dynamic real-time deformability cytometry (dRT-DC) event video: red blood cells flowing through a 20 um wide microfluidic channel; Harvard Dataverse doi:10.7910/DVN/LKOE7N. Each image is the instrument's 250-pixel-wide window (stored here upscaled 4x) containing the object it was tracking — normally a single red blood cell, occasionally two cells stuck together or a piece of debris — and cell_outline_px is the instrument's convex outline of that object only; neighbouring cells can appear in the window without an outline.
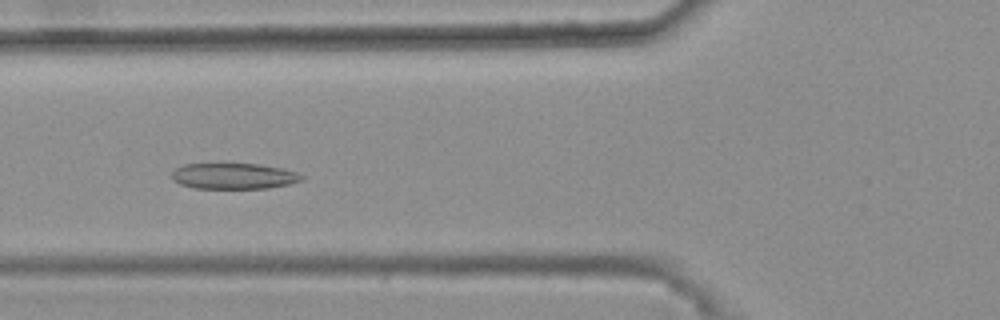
{"species": "common noctule bat (a hibernating species)", "species_latin": "Nyctalus noctula", "temperature_condition": "warm", "stored_images_in_passage": 33, "camera_frame_rate_fps": 3000, "um_per_image_px": 0.085, "animal": {"sex": "female", "body_mass_g": 25.1}, "frame": {"image": 1, "passage_image": 10, "time_ms": 3.0, "image_size_px": [1000, 320], "cell_outline_px": [[304, 180], [288, 184], [268, 188], [192, 188], [180, 184], [172, 180], [172, 172], [176, 168], [184, 164], [260, 164], [284, 168], [296, 172], [304, 176]], "centroid_in_image_um": [19.88, 14.96], "position_along_channel_um": 105.9, "area_um2": 19.65}}
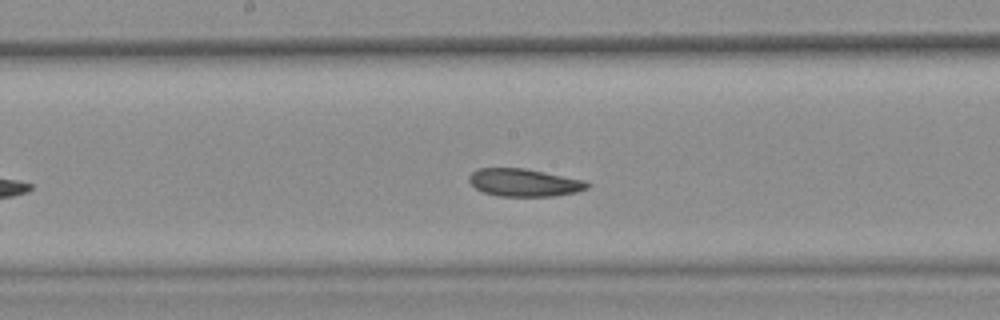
{"frame": {"image": 2, "passage_image": 18, "time_ms": 5.667, "image_size_px": [1000, 320], "cell_outline_px": [[588, 188], [576, 192], [552, 196], [496, 196], [484, 192], [476, 188], [468, 180], [468, 176], [476, 168], [524, 168], [584, 180], [588, 184]], "centroid_in_image_um": [44.51, 15.51], "position_along_channel_um": 203.7, "area_um2": 18.96}}
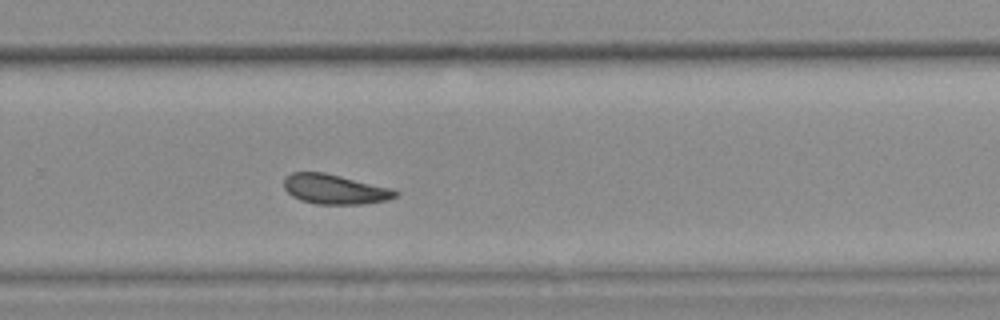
{"frame": {"image": 3, "passage_image": 26, "time_ms": 8.333, "image_size_px": [1000, 320], "cell_outline_px": [[396, 196], [388, 200], [360, 204], [316, 204], [300, 200], [292, 196], [284, 188], [284, 176], [292, 172], [324, 172], [392, 188], [396, 192]], "centroid_in_image_um": [28.41, 16.08], "position_along_channel_um": 301.4, "area_um2": 19.31}, "authors_computed_cell_mechanics": {"area_um2": 19.652, "velocity_mm_per_s": 3.6691, "shape_relaxation_time_tau1_ms": null, "shape_relaxation_time_tau2_ms": 3.7917, "deformation_change_tau1": null, "deformation_change_tau2": 0.0899}}